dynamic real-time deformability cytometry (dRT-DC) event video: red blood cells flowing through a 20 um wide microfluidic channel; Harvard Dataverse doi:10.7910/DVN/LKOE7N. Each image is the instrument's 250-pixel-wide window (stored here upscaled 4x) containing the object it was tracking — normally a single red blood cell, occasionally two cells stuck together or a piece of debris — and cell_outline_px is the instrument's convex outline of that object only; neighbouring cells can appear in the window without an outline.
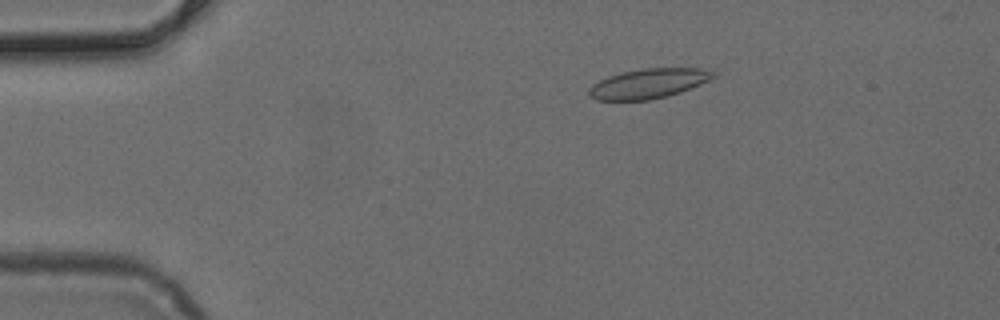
{"species": "common noctule bat (a hibernating species)", "species_latin": "Nyctalus noctula", "temperature_condition": "cold", "stored_images_in_passage": 51, "camera_frame_rate_fps": 3000, "um_per_image_px": 0.085, "animal": {"sex": "female", "body_mass_g": 24.6, "forearm_length_mm": 56.2}, "frame": {"image": 1, "passage_image": 10, "time_ms": 3.0, "image_size_px": [1000, 320], "cell_outline_px": [[716, 76], [700, 84], [680, 92], [668, 96], [648, 100], [596, 100], [588, 96], [588, 88], [592, 84], [608, 76], [624, 72], [644, 68], [700, 68], [716, 72]], "centroid_in_image_um": [55.1, 7.1], "position_along_channel_um": 29.9, "area_um2": 21.5}}
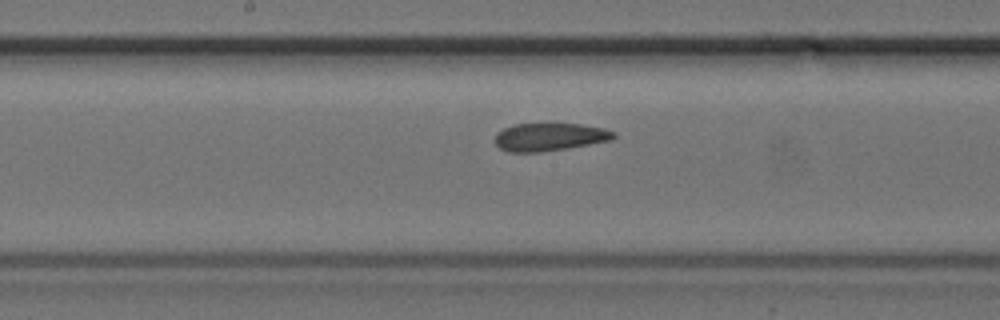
{"frame": {"image": 2, "passage_image": 27, "time_ms": 8.667, "image_size_px": [1000, 320], "cell_outline_px": [[616, 136], [612, 140], [568, 148], [540, 152], [508, 152], [500, 148], [496, 144], [496, 132], [512, 124], [580, 124], [604, 128], [616, 132]], "centroid_in_image_um": [46.73, 11.64], "position_along_channel_um": 201.5, "area_um2": 19.31}}
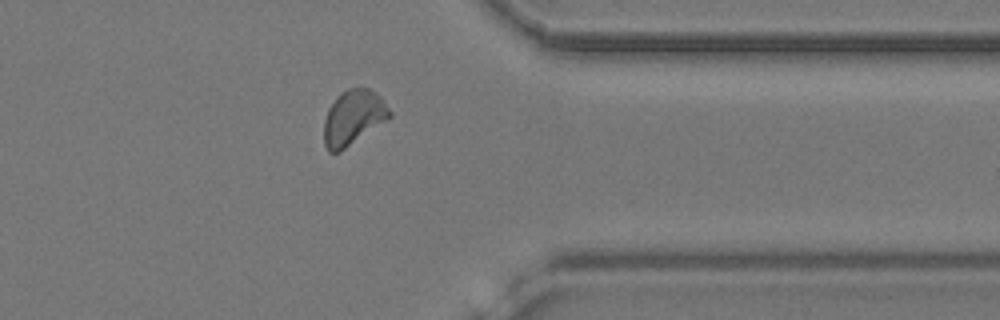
{"frame": {"image": 3, "passage_image": 41, "time_ms": 13.333, "image_size_px": [1000, 320], "cell_outline_px": [[392, 116], [340, 152], [328, 152], [324, 144], [324, 120], [328, 108], [336, 96], [340, 92], [348, 88], [368, 88], [376, 92], [380, 96], [392, 112]], "centroid_in_image_um": [30.01, 9.98], "position_along_channel_um": 381.4, "area_um2": 21.04}}